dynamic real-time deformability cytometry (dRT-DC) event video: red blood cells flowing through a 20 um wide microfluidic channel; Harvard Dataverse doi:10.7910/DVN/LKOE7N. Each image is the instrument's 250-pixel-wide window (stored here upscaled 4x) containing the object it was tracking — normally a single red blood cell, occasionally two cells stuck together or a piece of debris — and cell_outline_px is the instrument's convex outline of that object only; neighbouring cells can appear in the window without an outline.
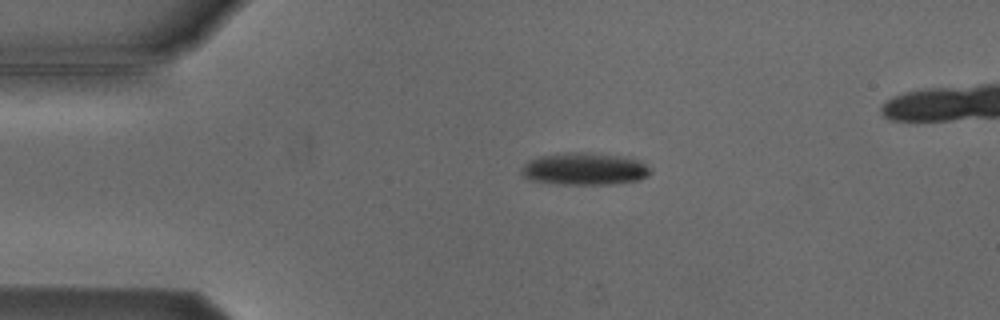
{"species": "Egyptian fruit bat (a non-hibernating species)", "species_latin": "Rousettus aegyptiacus", "temperature_condition": "cold", "stored_images_in_passage": 3, "camera_frame_rate_fps": 3000, "um_per_image_px": 0.085, "animal": {"sex": "male"}, "frame": {"image": 1, "passage_image": 1, "time_ms": 0.0, "image_size_px": [1000, 320], "cell_outline_px": [[652, 172], [648, 176], [640, 180], [612, 184], [560, 184], [532, 180], [524, 176], [520, 172], [520, 168], [528, 160], [540, 156], [564, 152], [592, 152], [628, 156], [640, 160], [652, 168]], "centroid_in_image_um": [49.74, 14.33], "position_along_channel_um": 35.3, "area_um2": 24.8}}